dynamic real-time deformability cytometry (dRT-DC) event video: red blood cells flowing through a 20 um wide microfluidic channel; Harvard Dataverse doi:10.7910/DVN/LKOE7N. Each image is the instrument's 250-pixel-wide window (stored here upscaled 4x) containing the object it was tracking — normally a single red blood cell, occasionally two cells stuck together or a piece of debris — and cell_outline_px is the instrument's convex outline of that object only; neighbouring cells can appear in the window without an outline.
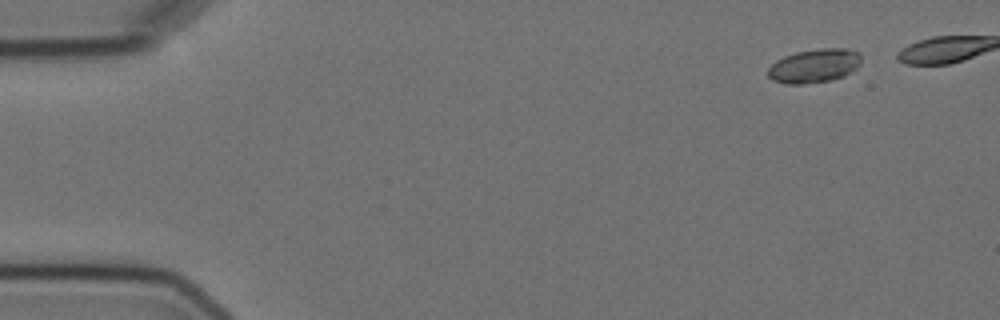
{"species": "Egyptian fruit bat (a non-hibernating species)", "species_latin": "Rousettus aegyptiacus", "temperature_condition": "cold", "stored_images_in_passage": 6, "camera_frame_rate_fps": 3000, "um_per_image_px": 0.085, "animal": {"sex": "female"}, "frame": {"image": 1, "passage_image": 1, "time_ms": 0.0, "image_size_px": [1000, 320], "cell_outline_px": [[860, 64], [856, 68], [844, 76], [832, 80], [804, 84], [788, 84], [772, 80], [768, 76], [768, 68], [776, 60], [784, 56], [796, 52], [820, 48], [844, 48], [860, 52]], "centroid_in_image_um": [69.21, 5.59], "position_along_channel_um": 15.8, "area_um2": 18.44}}
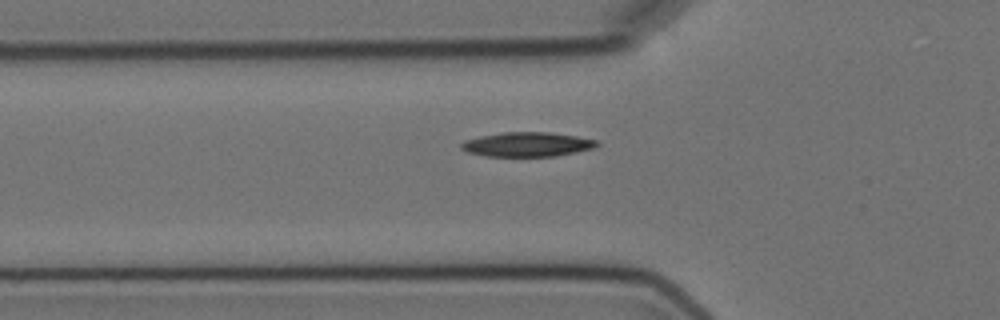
{"frame": {"image": 2, "passage_image": 6, "time_ms": 6.667, "image_size_px": [1000, 320], "cell_outline_px": [[600, 144], [592, 148], [576, 152], [556, 156], [488, 156], [468, 152], [460, 148], [460, 144], [464, 140], [480, 136], [504, 132], [552, 132], [600, 140]], "centroid_in_image_um": [44.84, 12.26], "position_along_channel_um": 81.0, "area_um2": 19.36}}